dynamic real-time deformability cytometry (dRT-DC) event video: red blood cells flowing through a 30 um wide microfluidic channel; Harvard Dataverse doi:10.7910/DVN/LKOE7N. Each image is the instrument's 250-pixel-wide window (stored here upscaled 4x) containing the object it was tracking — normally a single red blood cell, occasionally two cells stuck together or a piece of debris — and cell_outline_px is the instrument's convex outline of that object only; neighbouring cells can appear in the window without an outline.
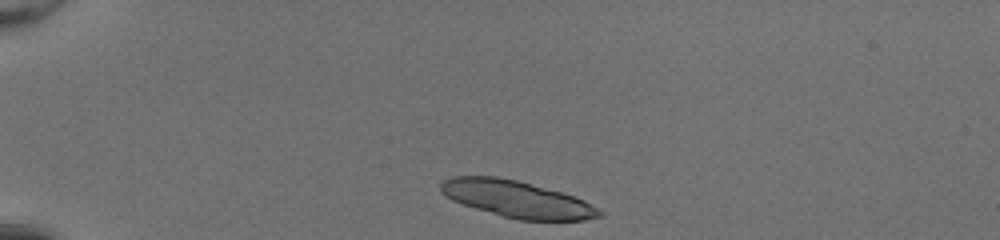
{"species": "common noctule bat (a hibernating species)", "species_latin": "Nyctalus noctula", "temperature_condition": "room temperature", "stored_images_in_passage": 39, "segment_of_instrument_passage": [1, 2], "camera_frame_rate_fps": 3000, "um_per_image_px": 0.085, "animal": {"sex": "female", "body_mass_g": 20.0, "forearm_length_mm": 54.0}, "frame": {"image": 1, "passage_image": 1, "time_ms": 0.0, "image_size_px": [1000, 240], "cell_outline_px": [[604, 212], [600, 216], [584, 220], [520, 220], [504, 216], [476, 208], [452, 200], [440, 192], [440, 184], [444, 180], [452, 176], [496, 176], [516, 180], [560, 192], [584, 200]], "centroid_in_image_um": [43.91, 16.92], "position_along_channel_um": 41.1, "area_um2": 33.47}}